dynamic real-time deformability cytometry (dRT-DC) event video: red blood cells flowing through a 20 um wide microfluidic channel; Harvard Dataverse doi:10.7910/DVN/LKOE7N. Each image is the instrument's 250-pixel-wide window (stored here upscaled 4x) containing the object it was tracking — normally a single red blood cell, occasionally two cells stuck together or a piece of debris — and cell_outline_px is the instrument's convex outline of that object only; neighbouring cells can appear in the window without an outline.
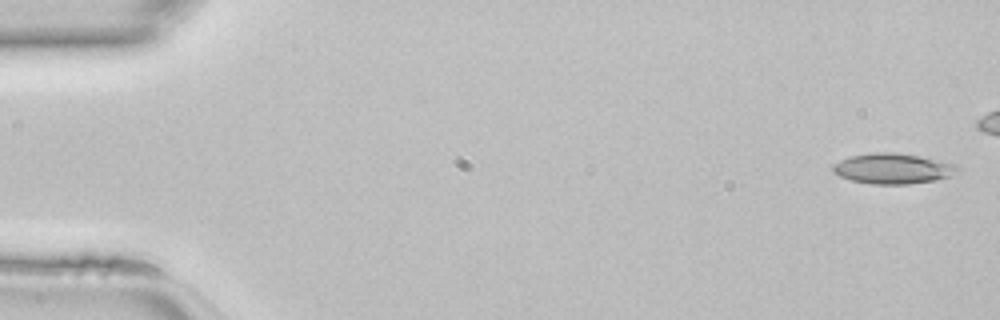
{"species": "common noctule bat (a hibernating species)", "species_latin": "Nyctalus noctula", "temperature_condition": "room temperature", "stored_images_in_passage": 40, "camera_frame_rate_fps": 3000, "um_per_image_px": 0.085, "animal": {"sex": "female", "body_mass_g": 22.7, "forearm_length_mm": 54.2}, "frame": {"image": 1, "passage_image": 1, "time_ms": 0.0, "image_size_px": [1000, 320], "cell_outline_px": [[960, 172], [936, 180], [908, 184], [872, 184], [852, 180], [840, 176], [832, 172], [832, 164], [840, 160], [852, 156], [872, 152], [896, 152], [920, 156], [940, 160], [956, 164], [960, 168]], "centroid_in_image_um": [75.91, 14.32], "position_along_channel_um": 9.1, "area_um2": 22.25}}
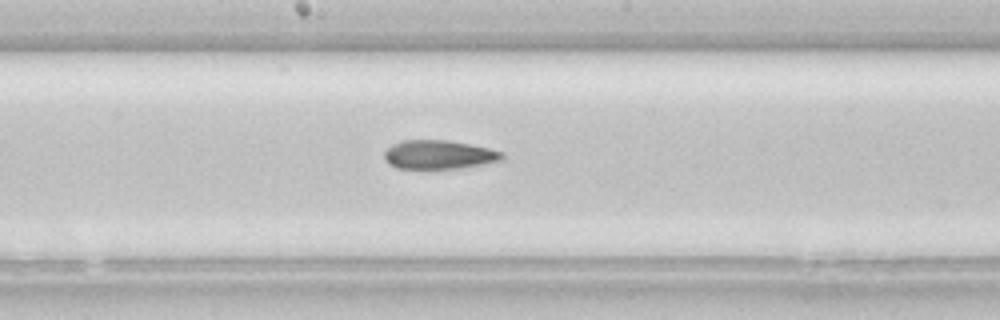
{"frame": {"image": 2, "passage_image": 24, "time_ms": 7.667, "image_size_px": [1000, 320], "cell_outline_px": [[504, 156], [500, 160], [460, 168], [428, 172], [396, 168], [388, 164], [384, 160], [384, 152], [392, 144], [404, 140], [448, 140], [488, 148], [504, 152]], "centroid_in_image_um": [37.22, 13.19], "position_along_channel_um": 211.0, "area_um2": 20.52}}
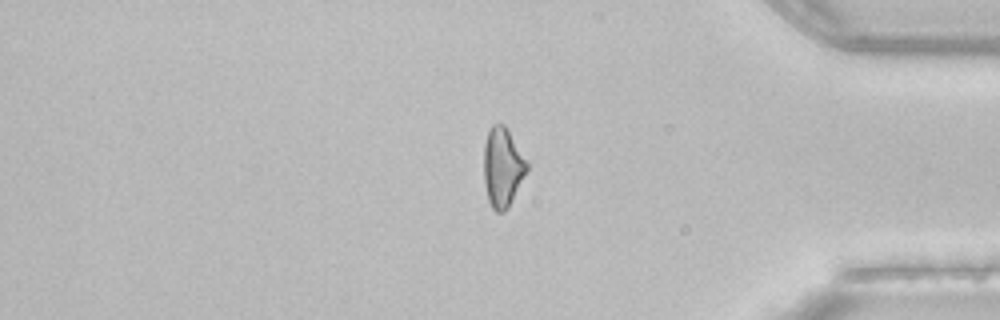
{"frame": {"image": 3, "passage_image": 38, "time_ms": 12.333, "image_size_px": [1000, 320], "cell_outline_px": [[528, 168], [508, 208], [504, 212], [496, 212], [492, 208], [488, 200], [484, 184], [484, 144], [488, 132], [492, 124], [504, 124], [528, 164]], "centroid_in_image_um": [42.69, 14.24], "position_along_channel_um": 392.5, "area_um2": 19.59}}